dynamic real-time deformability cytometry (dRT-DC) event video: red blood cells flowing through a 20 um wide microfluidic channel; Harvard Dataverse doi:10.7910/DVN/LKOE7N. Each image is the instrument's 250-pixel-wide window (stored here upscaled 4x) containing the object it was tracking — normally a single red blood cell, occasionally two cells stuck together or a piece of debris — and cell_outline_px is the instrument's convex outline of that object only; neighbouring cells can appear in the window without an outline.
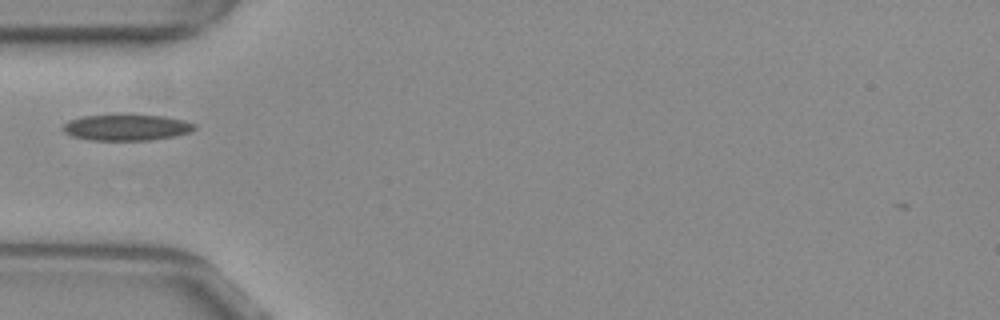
{"species": "common noctule bat (a hibernating species)", "species_latin": "Nyctalus noctula", "temperature_condition": "warm", "stored_images_in_passage": 26, "camera_frame_rate_fps": 3000, "um_per_image_px": 0.085, "animal": {"sex": "female", "body_mass_g": 29.2, "forearm_length_mm": 56.3}, "frame": {"image": 1, "passage_image": 1, "time_ms": 0.0, "image_size_px": [1000, 320], "cell_outline_px": [[196, 128], [188, 132], [172, 136], [148, 140], [92, 140], [72, 136], [64, 132], [60, 128], [68, 120], [80, 116], [124, 112], [128, 112], [164, 116], [184, 120], [196, 124]], "centroid_in_image_um": [10.7, 10.77], "position_along_channel_um": 74.3, "area_um2": 20.87}}
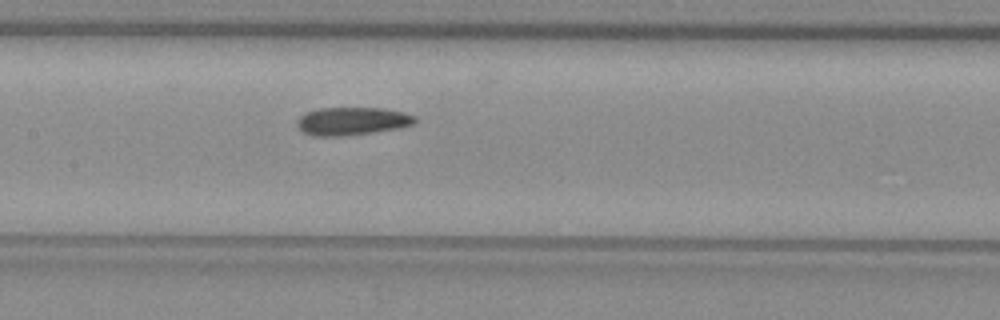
{"frame": {"image": 2, "passage_image": 9, "time_ms": 2.667, "image_size_px": [1000, 320], "cell_outline_px": [[416, 124], [396, 128], [372, 132], [344, 136], [312, 136], [304, 132], [296, 124], [296, 120], [304, 112], [320, 108], [384, 108], [404, 112], [416, 116]], "centroid_in_image_um": [29.92, 10.29], "position_along_channel_um": 177.5, "area_um2": 19.31}}
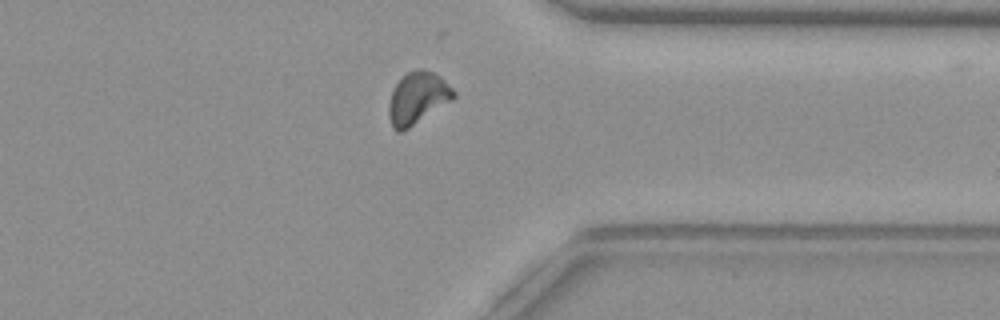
{"frame": {"image": 3, "passage_image": 25, "time_ms": 8.0, "image_size_px": [1000, 320], "cell_outline_px": [[456, 96], [452, 100], [408, 128], [400, 132], [396, 132], [392, 128], [388, 116], [388, 104], [392, 92], [396, 84], [408, 72], [416, 68], [420, 68], [432, 72], [440, 76], [456, 92]], "centroid_in_image_um": [35.48, 8.34], "position_along_channel_um": 375.9, "area_um2": 19.48}}